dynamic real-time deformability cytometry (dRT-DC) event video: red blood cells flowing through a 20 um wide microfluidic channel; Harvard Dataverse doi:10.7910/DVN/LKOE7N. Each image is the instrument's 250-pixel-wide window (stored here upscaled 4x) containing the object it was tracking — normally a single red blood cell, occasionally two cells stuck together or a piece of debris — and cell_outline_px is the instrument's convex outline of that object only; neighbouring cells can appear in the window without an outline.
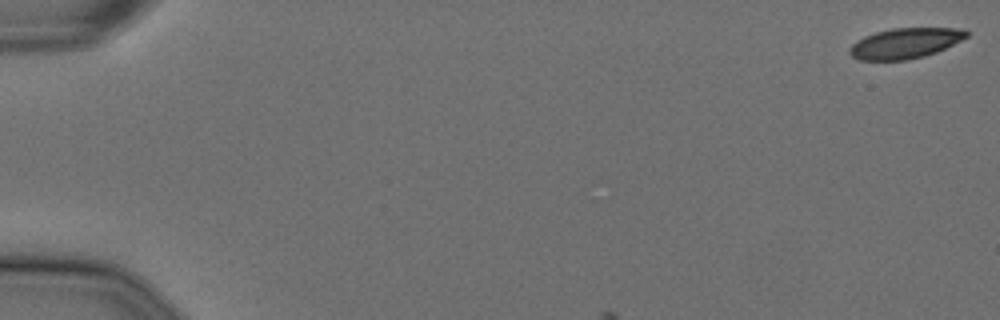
{"species": "Egyptian fruit bat (a non-hibernating species)", "species_latin": "Rousettus aegyptiacus", "temperature_condition": "cold", "stored_images_in_passage": 9, "camera_frame_rate_fps": 3000, "um_per_image_px": 0.085, "animal": {"sex": "female"}, "frame": {"image": 1, "passage_image": 1, "time_ms": 0.0, "image_size_px": [1000, 320], "cell_outline_px": [[968, 36], [936, 52], [924, 56], [904, 60], [860, 60], [852, 56], [848, 52], [848, 48], [856, 40], [864, 36], [876, 32], [892, 28], [964, 28], [968, 32]], "centroid_in_image_um": [76.9, 3.67], "position_along_channel_um": 8.1, "area_um2": 20.63}}